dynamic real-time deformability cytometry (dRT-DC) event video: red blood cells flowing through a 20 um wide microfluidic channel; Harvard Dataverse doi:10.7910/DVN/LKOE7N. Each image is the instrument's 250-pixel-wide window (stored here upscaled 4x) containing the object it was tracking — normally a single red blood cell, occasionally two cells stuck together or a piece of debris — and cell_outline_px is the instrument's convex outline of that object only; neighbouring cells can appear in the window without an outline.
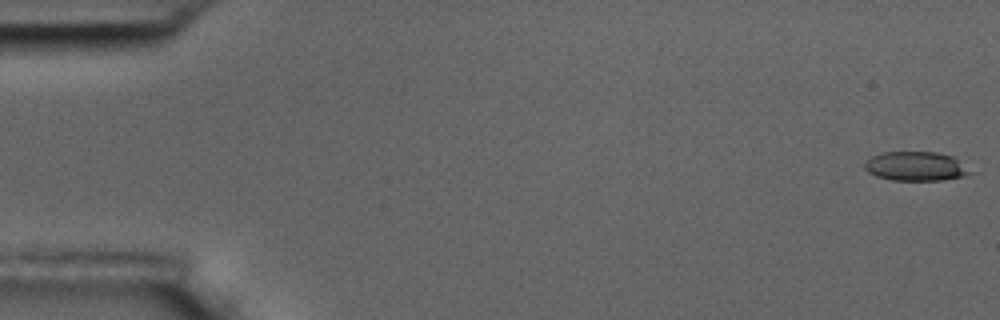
{"species": "common noctule bat (a hibernating species)", "species_latin": "Nyctalus noctula", "temperature_condition": "room temperature", "stored_images_in_passage": 5, "camera_frame_rate_fps": 3000, "um_per_image_px": 0.085, "animal": {"sex": "male", "body_mass_g": 17.5, "forearm_length_mm": 52.3}, "frame": {"image": 1, "passage_image": 1, "time_ms": 0.0, "image_size_px": [1000, 320], "cell_outline_px": [[980, 172], [968, 176], [944, 180], [892, 180], [876, 176], [868, 172], [864, 168], [864, 164], [872, 156], [884, 152], [936, 152], [956, 156]], "centroid_in_image_um": [78.04, 14.14], "position_along_channel_um": 7.0, "area_um2": 18.73}}